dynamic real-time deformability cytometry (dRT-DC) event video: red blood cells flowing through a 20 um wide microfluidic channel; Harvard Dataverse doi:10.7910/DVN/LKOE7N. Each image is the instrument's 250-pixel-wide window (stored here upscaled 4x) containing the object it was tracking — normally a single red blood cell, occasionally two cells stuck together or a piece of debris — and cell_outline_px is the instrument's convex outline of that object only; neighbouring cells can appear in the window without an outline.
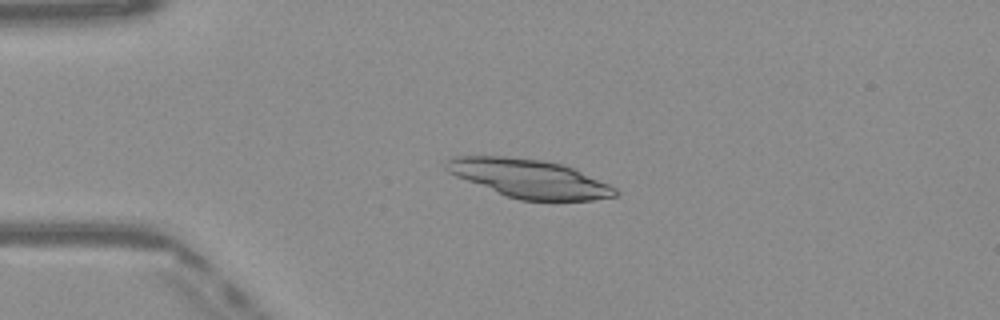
{"species": "Egyptian fruit bat (a non-hibernating species)", "species_latin": "Rousettus aegyptiacus", "temperature_condition": "warm", "stored_images_in_passage": 49, "camera_frame_rate_fps": 3000, "um_per_image_px": 0.085, "frame": {"image": 1, "passage_image": 11, "time_ms": 3.333, "image_size_px": [1000, 320], "cell_outline_px": [[620, 196], [592, 200], [520, 200], [508, 196], [456, 176], [448, 172], [444, 168], [448, 160], [456, 156], [508, 156], [544, 160], [560, 164], [572, 168], [608, 184], [616, 188], [620, 192]], "centroid_in_image_um": [45.01, 15.17], "position_along_channel_um": 40.0, "area_um2": 37.4}}